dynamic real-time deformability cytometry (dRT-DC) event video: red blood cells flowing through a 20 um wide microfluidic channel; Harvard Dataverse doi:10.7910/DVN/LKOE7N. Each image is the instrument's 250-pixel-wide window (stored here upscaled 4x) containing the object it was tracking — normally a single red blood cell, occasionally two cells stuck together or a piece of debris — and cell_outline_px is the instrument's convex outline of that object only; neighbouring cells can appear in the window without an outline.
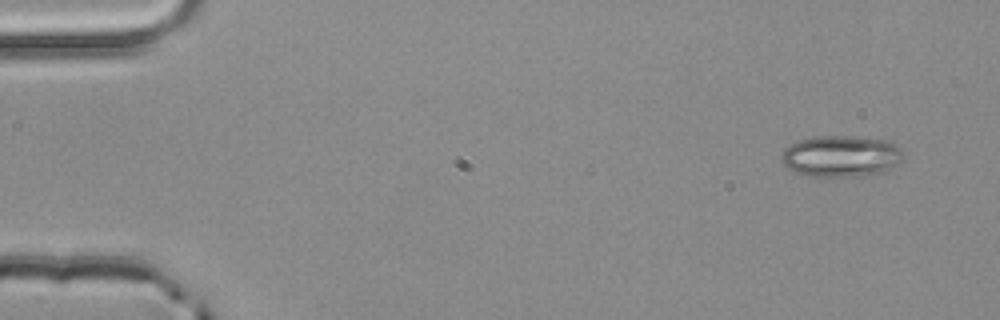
{"species": "common noctule bat (a hibernating species)", "species_latin": "Nyctalus noctula", "temperature_condition": "room temperature", "stored_images_in_passage": 4, "camera_frame_rate_fps": 3000, "um_per_image_px": 0.085, "animal": {"sex": "male", "body_mass_g": 20.4}, "frame": {"image": 1, "passage_image": 1, "time_ms": 0.0, "image_size_px": [1000, 320], "cell_outline_px": [[904, 156], [896, 164], [884, 172], [872, 176], [808, 176], [796, 172], [788, 168], [780, 160], [780, 156], [784, 148], [788, 144], [800, 140], [816, 136], [852, 136], [888, 140], [896, 144], [904, 152]], "centroid_in_image_um": [71.49, 13.27], "position_along_channel_um": 13.5, "area_um2": 29.77}}